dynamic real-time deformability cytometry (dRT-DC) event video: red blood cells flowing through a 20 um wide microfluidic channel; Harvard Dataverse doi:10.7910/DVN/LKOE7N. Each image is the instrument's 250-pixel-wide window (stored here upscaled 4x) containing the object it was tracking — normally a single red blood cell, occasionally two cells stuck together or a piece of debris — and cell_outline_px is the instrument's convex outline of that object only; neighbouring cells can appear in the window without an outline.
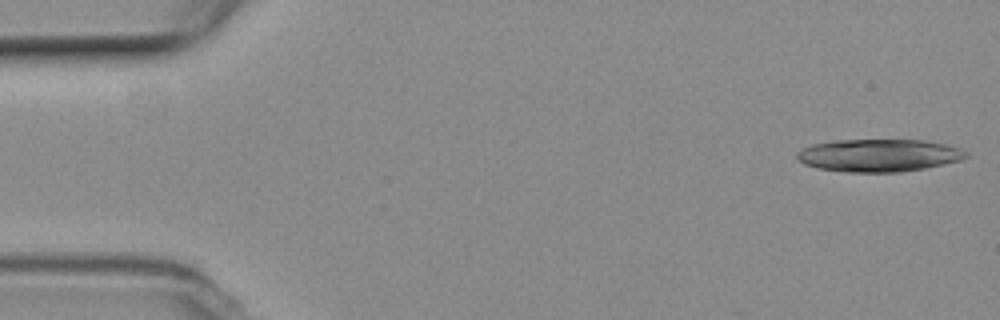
{"species": "common noctule bat (a hibernating species)", "species_latin": "Nyctalus noctula", "temperature_condition": "room temperature", "stored_images_in_passage": 11, "camera_frame_rate_fps": 3000, "um_per_image_px": 0.085, "animal": {"sex": "female", "body_mass_g": 19.3, "forearm_length_mm": 54.1}, "frame": {"image": 1, "passage_image": 1, "time_ms": 0.0, "image_size_px": [1000, 320], "cell_outline_px": [[968, 156], [960, 160], [924, 168], [896, 172], [848, 172], [816, 168], [804, 164], [796, 156], [796, 152], [812, 144], [836, 140], [924, 140], [944, 144], [960, 148]], "centroid_in_image_um": [74.66, 13.2], "position_along_channel_um": 10.3, "area_um2": 31.85}}